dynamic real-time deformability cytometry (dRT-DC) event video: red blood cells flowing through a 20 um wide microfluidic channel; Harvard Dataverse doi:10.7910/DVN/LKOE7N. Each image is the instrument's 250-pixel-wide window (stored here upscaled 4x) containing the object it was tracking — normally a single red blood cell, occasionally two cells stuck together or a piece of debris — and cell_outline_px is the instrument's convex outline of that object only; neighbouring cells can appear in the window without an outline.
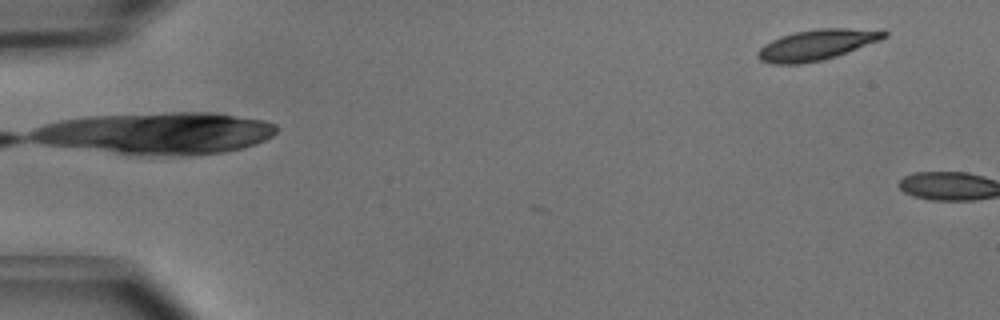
{"species": "common noctule bat (a hibernating species)", "species_latin": "Nyctalus noctula", "temperature_condition": "cold", "stored_images_in_passage": 5, "camera_frame_rate_fps": 3000, "um_per_image_px": 0.085, "animal": {"sex": "male", "body_mass_g": 15.6}, "frame": {"image": 1, "passage_image": 5, "time_ms": 1.333, "image_size_px": [1000, 320], "cell_outline_px": [[888, 36], [880, 40], [836, 56], [820, 60], [800, 64], [772, 64], [760, 60], [756, 56], [756, 52], [764, 44], [780, 36], [796, 32], [816, 28], [884, 28], [888, 32]], "centroid_in_image_um": [69.47, 3.78], "position_along_channel_um": 15.5, "area_um2": 22.83}}